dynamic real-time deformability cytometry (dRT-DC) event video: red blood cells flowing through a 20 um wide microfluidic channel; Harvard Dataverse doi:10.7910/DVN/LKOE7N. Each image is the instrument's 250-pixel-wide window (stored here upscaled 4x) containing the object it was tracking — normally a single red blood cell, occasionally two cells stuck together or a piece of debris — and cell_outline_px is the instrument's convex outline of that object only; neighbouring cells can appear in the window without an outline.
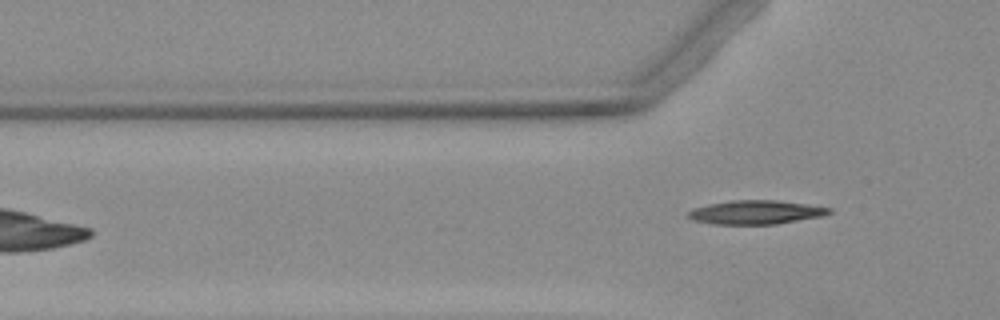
{"species": "Egyptian fruit bat (a non-hibernating species)", "species_latin": "Rousettus aegyptiacus", "temperature_condition": "warm", "stored_images_in_passage": 4, "camera_frame_rate_fps": 3000, "um_per_image_px": 0.085, "animal": {"sex": "female"}, "frame": {"image": 1, "passage_image": 4, "time_ms": 3.667, "image_size_px": [1000, 320], "cell_outline_px": [[832, 212], [824, 216], [776, 224], [716, 224], [692, 220], [688, 216], [688, 212], [692, 208], [708, 204], [732, 200], [776, 200], [832, 208]], "centroid_in_image_um": [64.24, 18.04], "position_along_channel_um": 61.6, "area_um2": 19.54}}